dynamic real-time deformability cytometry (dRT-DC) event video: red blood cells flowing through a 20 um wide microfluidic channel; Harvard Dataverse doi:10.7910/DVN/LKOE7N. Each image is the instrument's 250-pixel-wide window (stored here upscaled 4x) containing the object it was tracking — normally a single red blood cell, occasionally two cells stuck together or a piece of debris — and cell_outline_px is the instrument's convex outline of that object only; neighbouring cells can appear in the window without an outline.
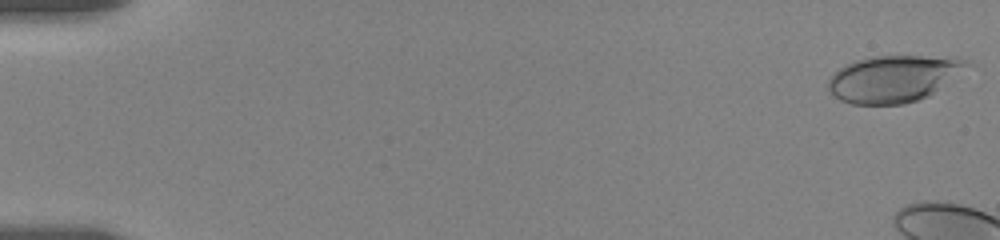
{"species": "human", "species_latin": "Homo sapiens", "temperature_condition": "room temperature", "stored_images_in_passage": 7, "camera_frame_rate_fps": 3000, "um_per_image_px": 0.085, "donor": {"sex": "female"}, "frame": {"image": 1, "passage_image": 1, "time_ms": 0.0, "image_size_px": [1000, 240], "cell_outline_px": [[968, 64], [928, 96], [904, 104], [852, 104], [840, 100], [832, 96], [828, 92], [828, 76], [840, 68], [856, 60], [872, 56], [952, 56], [968, 60]], "centroid_in_image_um": [75.85, 6.68], "position_along_channel_um": 9.2, "area_um2": 37.34}}